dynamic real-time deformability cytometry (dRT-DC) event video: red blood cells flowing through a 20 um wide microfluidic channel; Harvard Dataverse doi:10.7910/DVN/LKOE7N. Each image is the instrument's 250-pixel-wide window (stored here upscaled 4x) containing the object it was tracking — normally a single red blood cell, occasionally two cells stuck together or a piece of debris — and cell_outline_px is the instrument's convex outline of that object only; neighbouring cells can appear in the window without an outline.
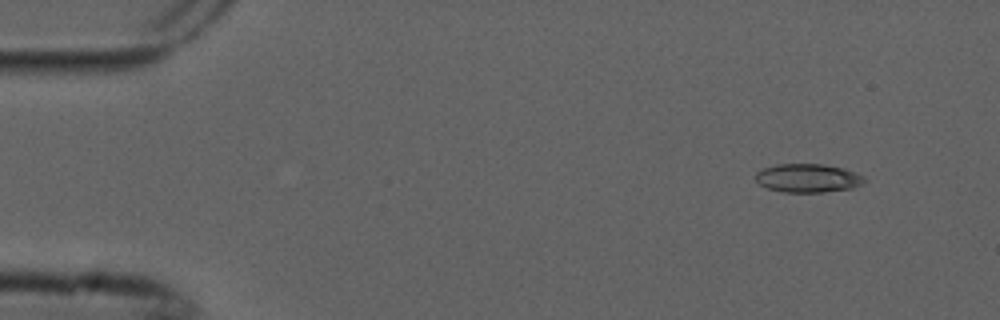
{"species": "common noctule bat (a hibernating species)", "species_latin": "Nyctalus noctula", "temperature_condition": "cold", "stored_images_in_passage": 5, "camera_frame_rate_fps": 3000, "um_per_image_px": 0.085, "animal": {"sex": "male", "forearm_length_mm": 52.5}, "frame": {"image": 1, "passage_image": 1, "time_ms": 0.0, "image_size_px": [1000, 320], "cell_outline_px": [[868, 180], [864, 184], [852, 188], [824, 192], [784, 192], [768, 188], [760, 184], [756, 180], [756, 172], [764, 168], [776, 164], [824, 164], [844, 168], [856, 172], [864, 176]], "centroid_in_image_um": [68.73, 15.13], "position_along_channel_um": 16.3, "area_um2": 18.26}}
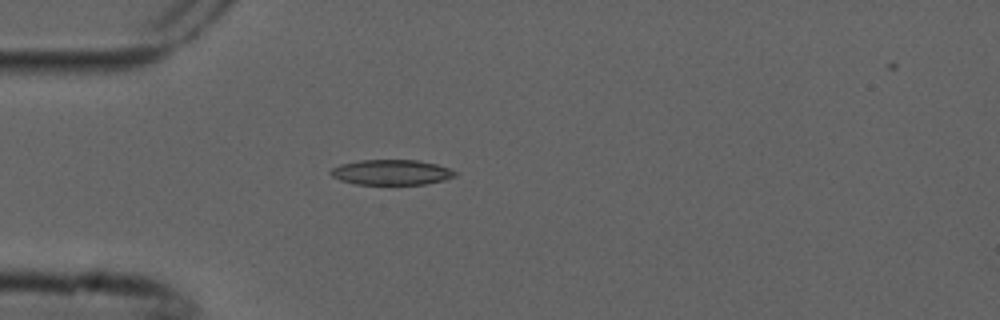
{"frame": {"image": 2, "passage_image": 4, "time_ms": 1.0, "image_size_px": [1000, 320], "cell_outline_px": [[456, 176], [444, 180], [424, 184], [356, 184], [340, 180], [332, 176], [328, 172], [332, 168], [340, 164], [360, 160], [416, 160], [436, 164], [448, 168], [456, 172]], "centroid_in_image_um": [33.24, 14.64], "position_along_channel_um": 51.8, "area_um2": 18.21}}